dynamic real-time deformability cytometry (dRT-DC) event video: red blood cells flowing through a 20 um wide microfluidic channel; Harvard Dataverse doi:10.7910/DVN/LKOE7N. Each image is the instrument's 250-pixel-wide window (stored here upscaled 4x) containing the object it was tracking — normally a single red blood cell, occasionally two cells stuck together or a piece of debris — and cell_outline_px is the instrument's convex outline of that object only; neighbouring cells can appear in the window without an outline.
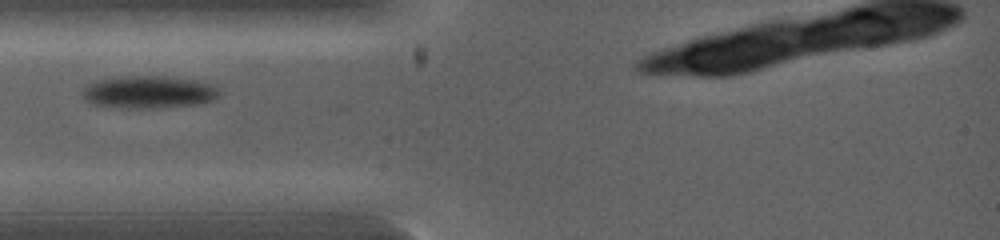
{"species": "common noctule bat (a hibernating species)", "species_latin": "Nyctalus noctula", "temperature_condition": "warm", "stored_images_in_passage": 24, "camera_frame_rate_fps": 5000, "um_per_image_px": 0.085, "animal": {"sex": "female", "body_mass_g": 19.0, "forearm_length_mm": 53.3}, "frame": {"image": 1, "passage_image": 1, "time_ms": 0.0, "image_size_px": [1000, 240], "cell_outline_px": [[220, 96], [216, 100], [196, 104], [164, 108], [120, 108], [92, 104], [84, 100], [80, 92], [88, 84], [96, 80], [120, 76], [168, 76], [196, 80], [212, 84], [220, 92]], "centroid_in_image_um": [12.63, 7.83], "position_along_channel_um": 72.4, "area_um2": 26.47}}
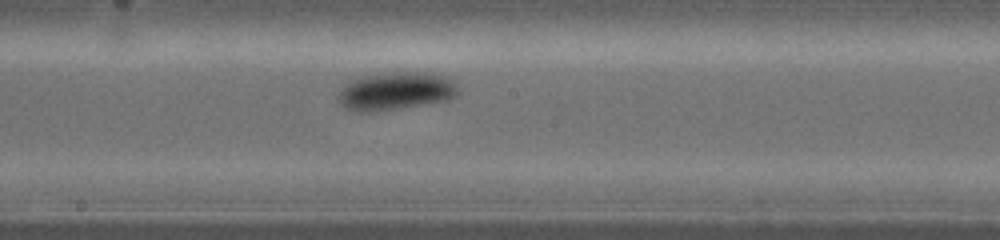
{"frame": {"image": 2, "passage_image": 10, "time_ms": 2.4, "image_size_px": [1000, 240], "cell_outline_px": [[460, 92], [456, 96], [448, 100], [400, 108], [368, 112], [360, 112], [348, 108], [340, 104], [336, 96], [344, 84], [348, 80], [364, 76], [392, 72], [424, 72], [448, 76], [456, 80], [460, 88]], "centroid_in_image_um": [33.69, 7.72], "position_along_channel_um": 214.5, "area_um2": 26.93}}
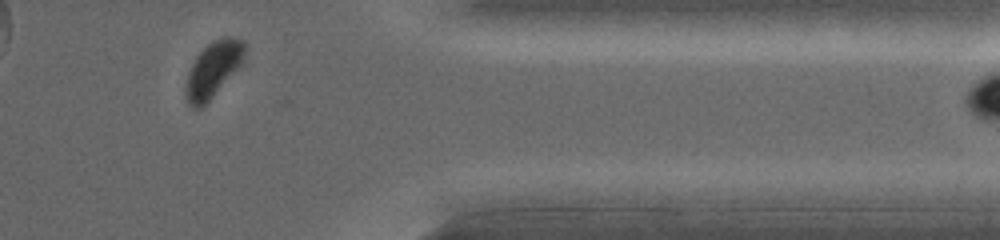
{"frame": {"image": 3, "passage_image": 23, "time_ms": 5.6, "image_size_px": [1000, 240], "cell_outline_px": [[244, 60], [212, 96], [200, 108], [192, 108], [188, 104], [184, 96], [188, 76], [192, 64], [196, 56], [212, 40], [224, 36], [228, 36], [244, 40]], "centroid_in_image_um": [18.1, 5.87], "position_along_channel_um": 393.3, "area_um2": 18.55}}